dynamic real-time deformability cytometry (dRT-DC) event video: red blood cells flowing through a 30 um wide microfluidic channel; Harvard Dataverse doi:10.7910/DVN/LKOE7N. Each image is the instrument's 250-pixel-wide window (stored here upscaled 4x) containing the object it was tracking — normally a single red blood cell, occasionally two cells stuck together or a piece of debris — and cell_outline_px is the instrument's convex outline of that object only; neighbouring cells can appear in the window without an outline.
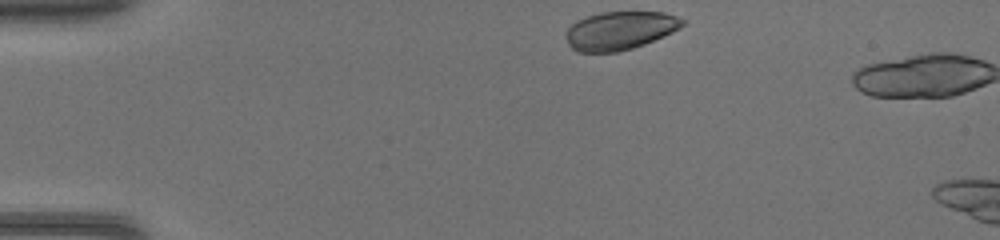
{"species": "common noctule bat (a hibernating species)", "species_latin": "Nyctalus noctula", "temperature_condition": "warm", "stored_images_in_passage": 2, "camera_frame_rate_fps": 3000, "um_per_image_px": 0.085, "animal": {"sex": "female", "body_mass_g": 17.0, "forearm_length_mm": 48.0}, "frame": {"image": 1, "passage_image": 1, "time_ms": 0.0, "image_size_px": [1000, 240], "cell_outline_px": [[684, 24], [672, 32], [644, 44], [632, 48], [616, 52], [576, 52], [568, 44], [568, 28], [576, 20], [600, 12], [664, 12], [684, 20]], "centroid_in_image_um": [52.67, 2.6], "position_along_channel_um": 32.3, "area_um2": 25.66}}